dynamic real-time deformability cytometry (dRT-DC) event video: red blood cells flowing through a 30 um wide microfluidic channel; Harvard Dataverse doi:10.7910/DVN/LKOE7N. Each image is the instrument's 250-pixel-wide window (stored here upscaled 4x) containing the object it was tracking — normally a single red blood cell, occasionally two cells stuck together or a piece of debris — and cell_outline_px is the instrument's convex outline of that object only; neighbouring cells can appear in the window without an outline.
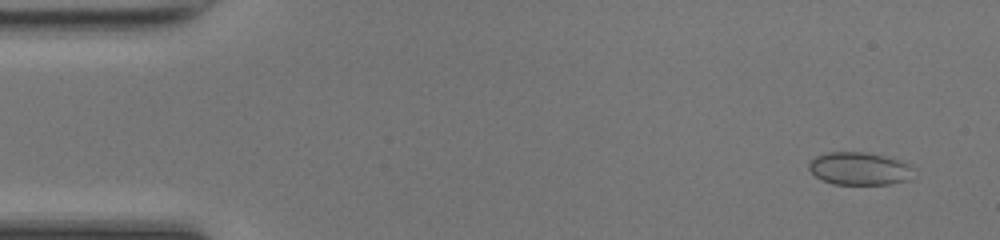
{"species": "common noctule bat (a hibernating species)", "species_latin": "Nyctalus noctula", "temperature_condition": "room temperature", "stored_images_in_passage": 49, "segment_of_instrument_passage": [1, 2], "camera_frame_rate_fps": 3000, "um_per_image_px": 0.085, "animal": {"sex": "female", "body_mass_g": 17.0, "forearm_length_mm": 48.0}, "frame": {"image": 1, "passage_image": 3, "time_ms": 0.667, "image_size_px": [1000, 240], "cell_outline_px": [[916, 168], [908, 180], [888, 184], [832, 184], [816, 176], [808, 168], [808, 164], [816, 156], [828, 152], [864, 152], [884, 156], [912, 164]], "centroid_in_image_um": [73.08, 14.33], "position_along_channel_um": 11.9, "area_um2": 20.0}}
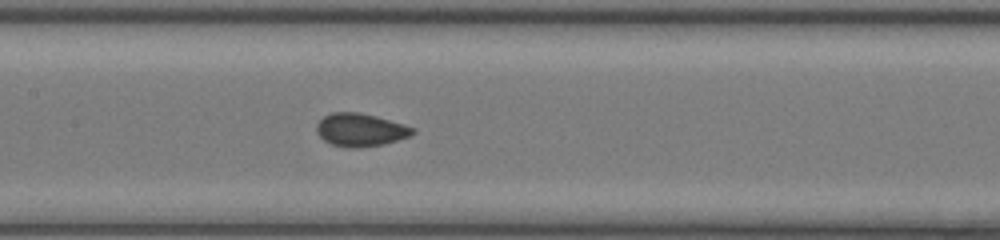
{"frame": {"image": 2, "passage_image": 23, "time_ms": 7.333, "image_size_px": [1000, 240], "cell_outline_px": [[416, 132], [412, 136], [384, 144], [356, 148], [348, 148], [332, 144], [324, 140], [316, 132], [316, 124], [324, 116], [332, 112], [360, 112], [376, 116], [404, 124], [416, 128]], "centroid_in_image_um": [30.67, 11.04], "position_along_channel_um": 176.7, "area_um2": 18.67}}
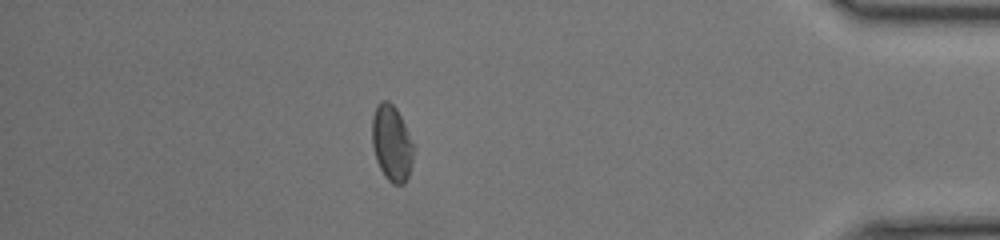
{"frame": {"image": 3, "passage_image": 42, "time_ms": 13.667, "image_size_px": [1000, 240], "cell_outline_px": [[416, 148], [412, 164], [408, 176], [404, 184], [392, 184], [384, 176], [376, 160], [372, 144], [372, 116], [380, 100], [388, 100], [396, 108]], "centroid_in_image_um": [33.31, 12.19], "position_along_channel_um": 401.9, "area_um2": 18.55}}